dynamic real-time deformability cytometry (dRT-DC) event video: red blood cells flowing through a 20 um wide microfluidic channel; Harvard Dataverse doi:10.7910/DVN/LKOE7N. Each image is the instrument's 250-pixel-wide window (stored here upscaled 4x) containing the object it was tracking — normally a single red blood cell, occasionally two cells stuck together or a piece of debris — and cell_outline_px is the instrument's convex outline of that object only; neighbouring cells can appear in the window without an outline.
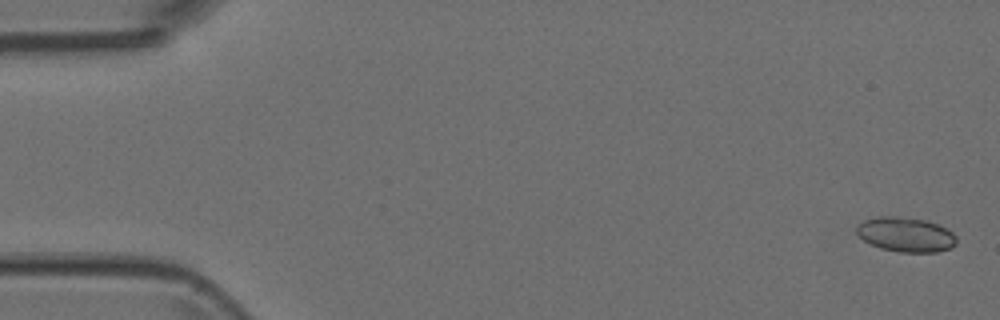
{"species": "Egyptian fruit bat (a non-hibernating species)", "species_latin": "Rousettus aegyptiacus", "temperature_condition": "room temperature", "stored_images_in_passage": 5, "camera_frame_rate_fps": 3000, "um_per_image_px": 0.085, "animal": {"sex": "female"}, "frame": {"image": 1, "passage_image": 1, "time_ms": 0.0, "image_size_px": [1000, 320], "cell_outline_px": [[956, 244], [948, 248], [936, 252], [900, 252], [880, 248], [864, 240], [856, 232], [856, 228], [864, 220], [880, 216], [896, 216], [924, 220], [936, 224], [952, 232], [956, 236]], "centroid_in_image_um": [76.98, 19.94], "position_along_channel_um": 8.0, "area_um2": 19.83}}
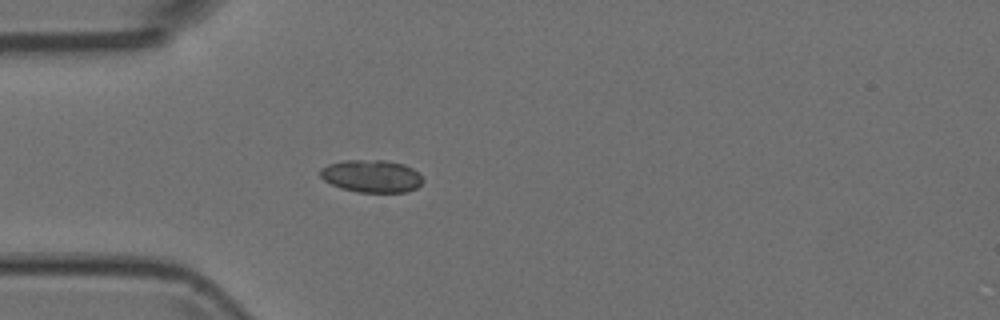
{"frame": {"image": 2, "passage_image": 5, "time_ms": 1.333, "image_size_px": [1000, 320], "cell_outline_px": [[424, 180], [416, 188], [408, 192], [356, 192], [340, 188], [324, 180], [320, 176], [320, 168], [328, 164], [344, 160], [384, 160], [404, 164], [412, 168]], "centroid_in_image_um": [31.56, 14.97], "position_along_channel_um": 53.4, "area_um2": 19.48}}